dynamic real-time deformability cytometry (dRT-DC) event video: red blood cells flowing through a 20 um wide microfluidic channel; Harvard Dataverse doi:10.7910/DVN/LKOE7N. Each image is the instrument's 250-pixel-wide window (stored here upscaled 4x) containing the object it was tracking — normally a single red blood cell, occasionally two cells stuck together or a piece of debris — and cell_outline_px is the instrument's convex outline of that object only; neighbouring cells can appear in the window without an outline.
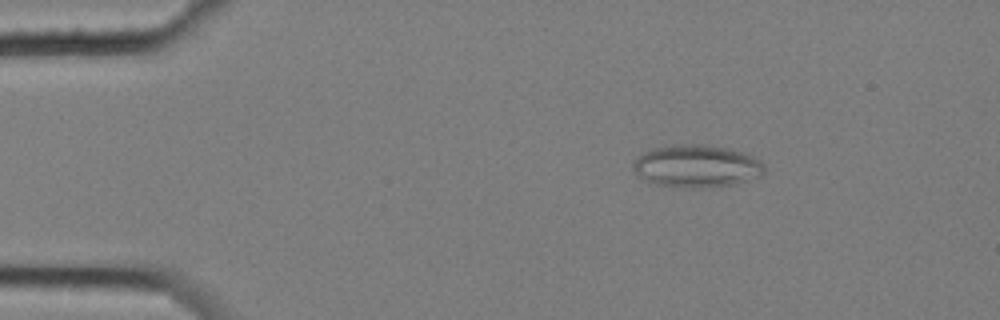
{"species": "common noctule bat (a hibernating species)", "species_latin": "Nyctalus noctula", "temperature_condition": "cold", "stored_images_in_passage": 11, "camera_frame_rate_fps": 3000, "um_per_image_px": 0.085, "animal": {"sex": "female", "body_mass_g": 25.1}, "frame": {"image": 1, "passage_image": 2, "time_ms": 0.333, "image_size_px": [1000, 320], "cell_outline_px": [[764, 172], [760, 176], [732, 184], [700, 188], [656, 184], [644, 180], [632, 168], [632, 164], [644, 152], [652, 148], [676, 144], [708, 144], [728, 148], [752, 156], [760, 160], [764, 164]], "centroid_in_image_um": [59.21, 14.1], "position_along_channel_um": 25.8, "area_um2": 32.19}}
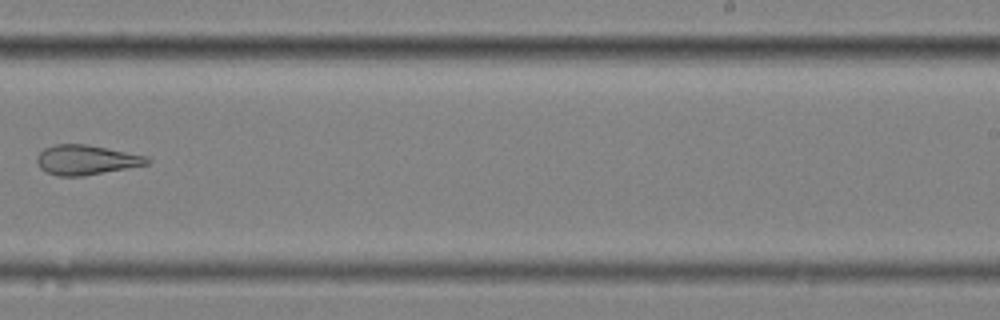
{"frame": {"image": 2, "passage_image": 10, "time_ms": 3.0, "image_size_px": [1000, 320], "cell_outline_px": [[152, 160], [148, 164], [84, 176], [56, 176], [40, 168], [36, 160], [40, 152], [44, 148], [56, 144], [84, 144], [148, 156]], "centroid_in_image_um": [7.33, 13.59], "position_along_channel_um": 281.7, "area_um2": 18.96}}
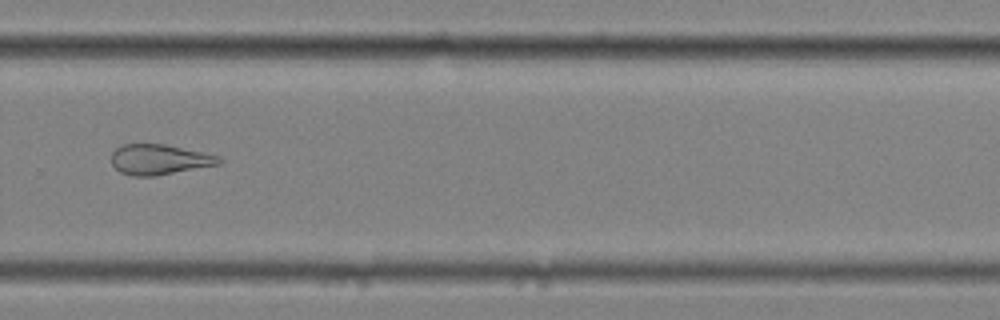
{"frame": {"image": 3, "passage_image": 11, "time_ms": 3.333, "image_size_px": [1000, 320], "cell_outline_px": [[224, 160], [220, 164], [156, 176], [132, 176], [120, 172], [112, 164], [112, 152], [116, 148], [124, 144], [164, 144], [220, 156]], "centroid_in_image_um": [13.55, 13.56], "position_along_channel_um": 316.2, "area_um2": 18.96}}